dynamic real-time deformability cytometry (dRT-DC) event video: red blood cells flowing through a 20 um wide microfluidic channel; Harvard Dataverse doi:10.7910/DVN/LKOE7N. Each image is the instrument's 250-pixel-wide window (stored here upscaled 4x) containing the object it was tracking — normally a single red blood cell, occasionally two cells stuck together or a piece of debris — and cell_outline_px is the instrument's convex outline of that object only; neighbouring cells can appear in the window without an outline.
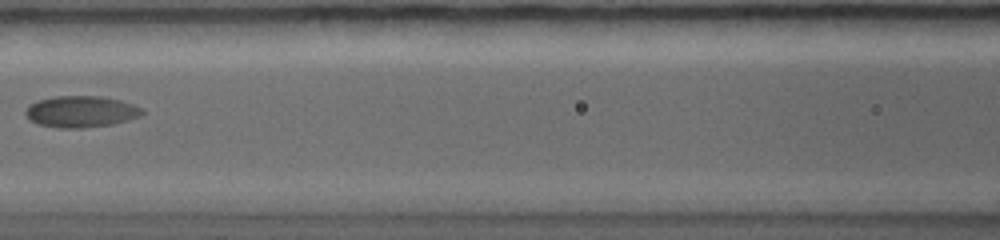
{"species": "common noctule bat (a hibernating species)", "species_latin": "Nyctalus noctula", "temperature_condition": "warm", "stored_images_in_passage": 4, "camera_frame_rate_fps": 5000, "um_per_image_px": 0.085, "animal": {"sex": "female", "body_mass_g": 19.0, "forearm_length_mm": 56.7}, "frame": {"image": 1, "passage_image": 4, "time_ms": 2.6, "image_size_px": [1000, 240], "cell_outline_px": [[144, 112], [140, 116], [128, 120], [112, 124], [80, 128], [60, 128], [36, 124], [28, 120], [24, 112], [36, 100], [56, 96], [100, 96], [120, 100], [132, 104], [140, 108]], "centroid_in_image_um": [6.85, 9.49], "position_along_channel_um": 159.8, "area_um2": 21.33}}